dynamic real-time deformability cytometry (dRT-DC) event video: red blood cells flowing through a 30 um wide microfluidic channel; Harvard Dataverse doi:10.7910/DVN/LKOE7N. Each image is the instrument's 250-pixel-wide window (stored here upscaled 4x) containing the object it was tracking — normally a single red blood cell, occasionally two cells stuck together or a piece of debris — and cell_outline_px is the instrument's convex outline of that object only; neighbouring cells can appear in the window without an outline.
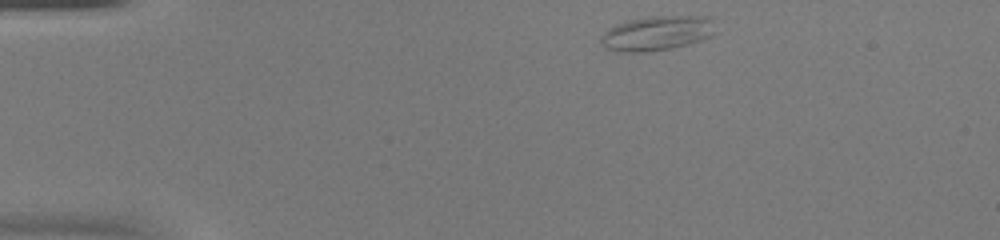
{"species": "common noctule bat (a hibernating species)", "species_latin": "Nyctalus noctula", "temperature_condition": "warm", "stored_images_in_passage": 45, "camera_frame_rate_fps": 3000, "um_per_image_px": 0.085, "animal": {"sex": "female", "body_mass_g": 20.0, "forearm_length_mm": 54.0}, "frame": {"image": 1, "passage_image": 1, "time_ms": 0.0, "image_size_px": [1000, 240], "cell_outline_px": [[712, 36], [688, 44], [672, 48], [648, 52], [616, 52], [604, 48], [600, 40], [600, 36], [608, 28], [616, 24], [628, 20], [648, 16], [708, 16], [712, 20]], "centroid_in_image_um": [55.77, 2.83], "position_along_channel_um": 29.2, "area_um2": 23.24}}
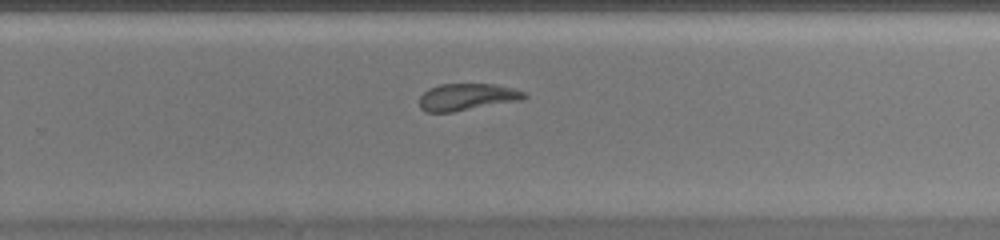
{"frame": {"image": 2, "passage_image": 27, "time_ms": 8.667, "image_size_px": [1000, 240], "cell_outline_px": [[528, 96], [520, 100], [452, 112], [428, 112], [420, 108], [420, 96], [428, 88], [440, 84], [492, 84], [512, 88], [524, 92]], "centroid_in_image_um": [39.66, 8.24], "position_along_channel_um": 290.1, "area_um2": 16.24}}
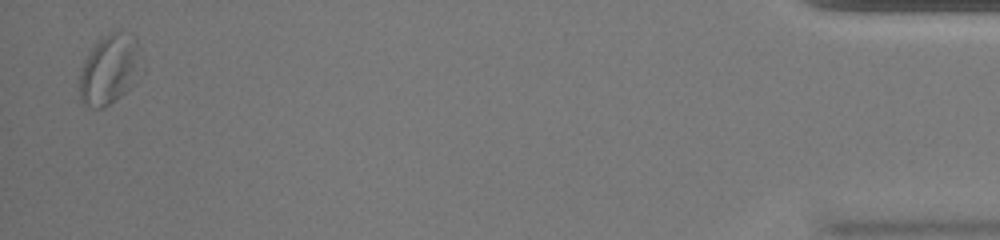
{"frame": {"image": 3, "passage_image": 44, "time_ms": 14.333, "image_size_px": [1000, 240], "cell_outline_px": [[144, 72], [120, 96], [104, 108], [92, 108], [84, 104], [80, 100], [80, 72], [84, 60], [92, 48], [108, 32], [120, 28], [132, 32], [136, 36], [144, 60]], "centroid_in_image_um": [9.4, 5.83], "position_along_channel_um": 425.8, "area_um2": 26.18}, "authors_computed_cell_mechanics": {"area_um2": 18.2648, "velocity_mm_per_s": 3.8515, "shape_relaxation_time_tau1_ms": null, "shape_relaxation_time_tau2_ms": 4.8573, "deformation_change_tau1": null, "deformation_change_tau2": 0.1251}}